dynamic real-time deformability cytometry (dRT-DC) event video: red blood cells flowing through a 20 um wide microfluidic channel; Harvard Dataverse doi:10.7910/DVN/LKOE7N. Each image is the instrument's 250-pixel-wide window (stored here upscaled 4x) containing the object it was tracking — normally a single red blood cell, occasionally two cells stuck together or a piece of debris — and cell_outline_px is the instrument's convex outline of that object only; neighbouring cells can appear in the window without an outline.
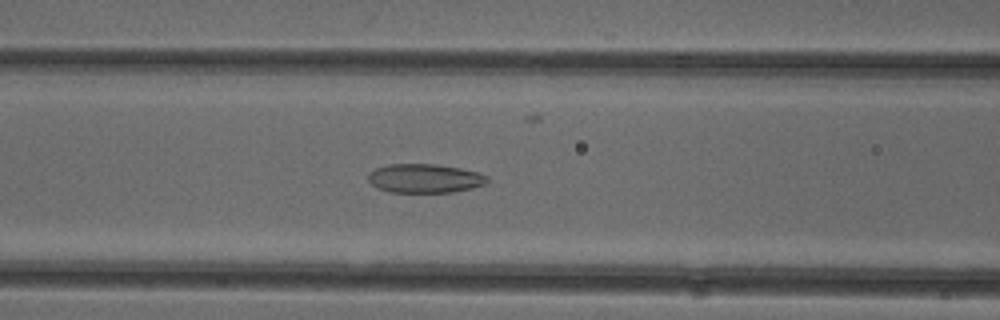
{"species": "common noctule bat (a hibernating species)", "species_latin": "Nyctalus noctula", "temperature_condition": "cold", "stored_images_in_passage": 52, "camera_frame_rate_fps": 3000, "um_per_image_px": 0.085, "animal": {"sex": "female"}, "frame": {"image": 1, "passage_image": 21, "time_ms": 6.667, "image_size_px": [1000, 320], "cell_outline_px": [[488, 180], [484, 184], [472, 188], [452, 192], [388, 192], [376, 188], [368, 180], [368, 172], [376, 168], [388, 164], [436, 164], [460, 168], [476, 172], [488, 176]], "centroid_in_image_um": [36.06, 15.16], "position_along_channel_um": 130.5, "area_um2": 20.11}}
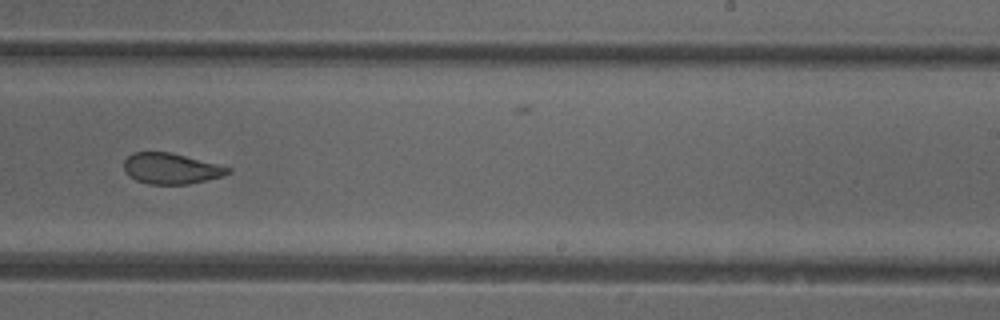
{"frame": {"image": 2, "passage_image": 32, "time_ms": 10.333, "image_size_px": [1000, 320], "cell_outline_px": [[232, 172], [224, 176], [188, 184], [148, 184], [136, 180], [128, 176], [124, 172], [124, 160], [132, 152], [172, 152], [232, 168]], "centroid_in_image_um": [14.53, 14.32], "position_along_channel_um": 274.5, "area_um2": 18.84}}
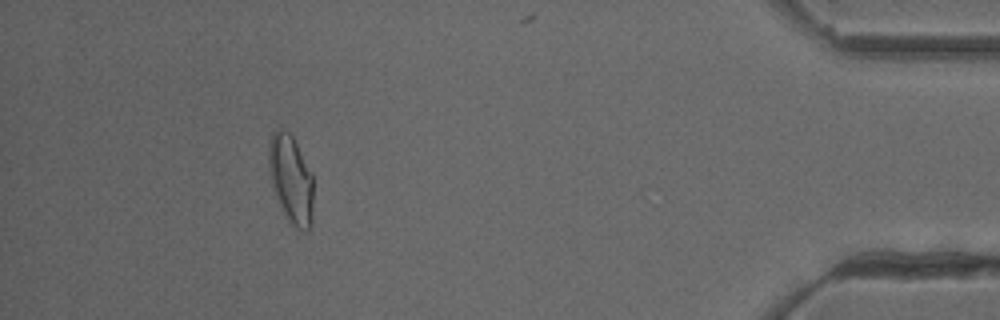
{"frame": {"image": 3, "passage_image": 47, "time_ms": 15.333, "image_size_px": [1000, 320], "cell_outline_px": [[312, 224], [308, 232], [304, 232], [288, 224], [284, 216], [272, 188], [268, 168], [268, 144], [272, 132], [280, 124], [292, 136], [312, 172]], "centroid_in_image_um": [24.7, 15.24], "position_along_channel_um": 410.5, "area_um2": 23.76}, "authors_computed_cell_mechanics": {"area_um2": 21.675, "velocity_mm_per_s": 3.9291, "shape_relaxation_time_tau1_ms": null, "shape_relaxation_time_tau2_ms": 1.8301, "deformation_change_tau1": null, "deformation_change_tau2": 0.0808}}